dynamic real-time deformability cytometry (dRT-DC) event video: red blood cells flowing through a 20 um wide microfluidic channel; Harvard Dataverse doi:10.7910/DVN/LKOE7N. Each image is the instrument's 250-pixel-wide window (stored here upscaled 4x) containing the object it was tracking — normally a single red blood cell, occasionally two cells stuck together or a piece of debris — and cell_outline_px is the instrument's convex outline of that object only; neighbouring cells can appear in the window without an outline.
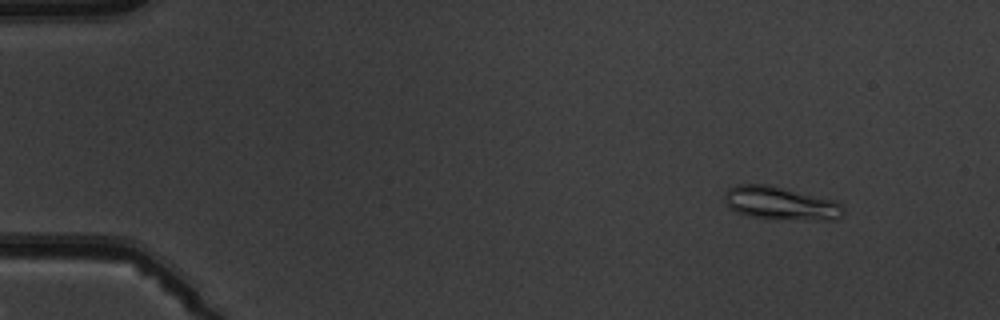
{"species": "common noctule bat (a hibernating species)", "species_latin": "Nyctalus noctula", "temperature_condition": "warm", "stored_images_in_passage": 5, "camera_frame_rate_fps": 3000, "um_per_image_px": 0.085, "animal": {"sex": "male", "body_mass_g": 19.5, "forearm_length_mm": 54.6}, "frame": {"image": 1, "passage_image": 2, "time_ms": 1.333, "image_size_px": [1000, 320], "cell_outline_px": [[844, 212], [836, 220], [796, 220], [748, 216], [736, 212], [728, 208], [724, 204], [724, 192], [728, 188], [740, 184], [768, 184], [836, 200], [844, 208]], "centroid_in_image_um": [66.33, 17.28], "position_along_channel_um": 18.7, "area_um2": 23.35}}
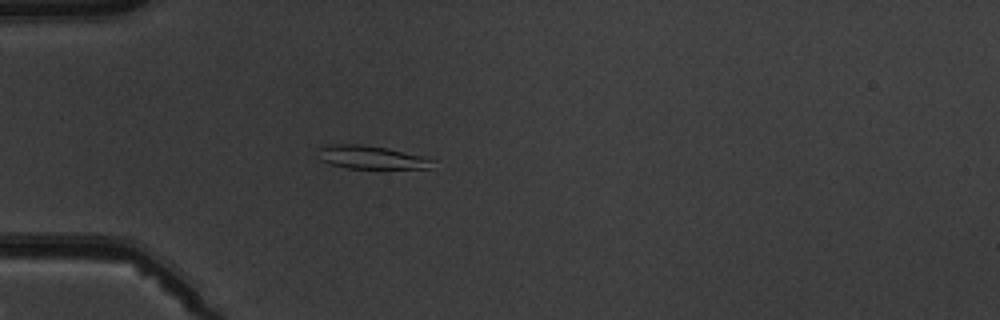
{"frame": {"image": 2, "passage_image": 5, "time_ms": 4.667, "image_size_px": [1000, 320], "cell_outline_px": [[436, 160], [432, 168], [348, 168], [328, 164], [320, 160], [316, 148], [324, 144], [364, 144], [388, 148]], "centroid_in_image_um": [31.48, 13.36], "position_along_channel_um": 53.5, "area_um2": 15.72}}